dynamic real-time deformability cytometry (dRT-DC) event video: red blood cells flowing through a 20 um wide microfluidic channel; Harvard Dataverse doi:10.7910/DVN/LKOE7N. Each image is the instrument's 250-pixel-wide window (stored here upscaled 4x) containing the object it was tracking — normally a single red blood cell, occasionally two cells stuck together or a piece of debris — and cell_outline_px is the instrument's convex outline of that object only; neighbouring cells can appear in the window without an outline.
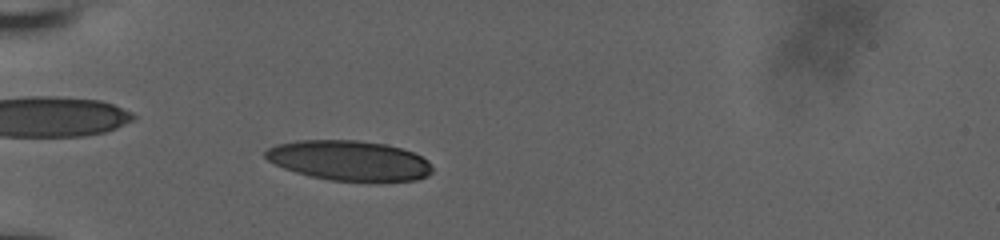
{"species": "human", "species_latin": "Homo sapiens", "temperature_condition": "room temperature", "stored_images_in_passage": 49, "camera_frame_rate_fps": 3000, "um_per_image_px": 0.085, "donor": {"sex": "male"}, "frame": {"image": 1, "passage_image": 12, "time_ms": 3.667, "image_size_px": [1000, 240], "cell_outline_px": [[432, 172], [428, 176], [416, 180], [332, 180], [312, 176], [296, 172], [284, 168], [268, 160], [264, 156], [264, 152], [268, 148], [276, 144], [296, 140], [356, 140], [384, 144], [400, 148], [412, 152], [428, 160], [432, 168]], "centroid_in_image_um": [29.66, 13.63], "position_along_channel_um": 55.3, "area_um2": 38.44}}
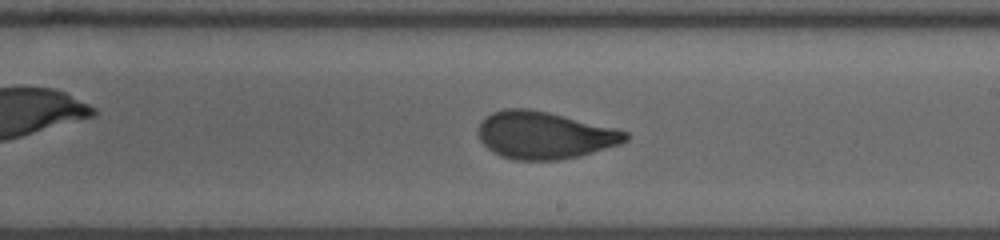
{"frame": {"image": 2, "passage_image": 28, "time_ms": 9.0, "image_size_px": [1000, 240], "cell_outline_px": [[628, 140], [620, 144], [580, 156], [560, 160], [512, 160], [500, 156], [492, 152], [480, 140], [480, 120], [484, 116], [492, 112], [504, 108], [528, 108], [548, 112], [616, 128], [628, 132]], "centroid_in_image_um": [46.27, 11.49], "position_along_channel_um": 242.7, "area_um2": 40.75}}
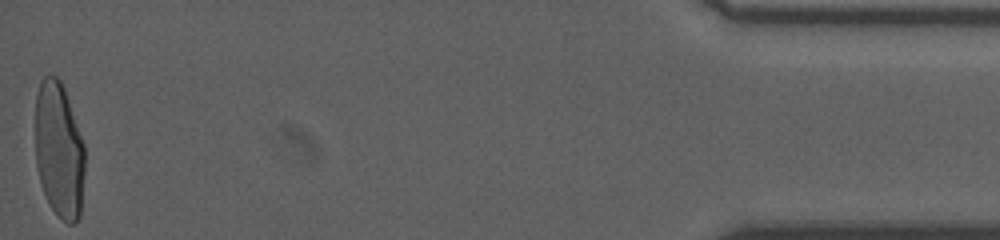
{"frame": {"image": 3, "passage_image": 49, "time_ms": 16.0, "image_size_px": [1000, 240], "cell_outline_px": [[84, 172], [80, 216], [72, 224], [68, 224], [52, 208], [40, 184], [36, 164], [36, 96], [40, 80], [44, 76], [56, 76], [60, 80], [64, 88], [84, 144]], "centroid_in_image_um": [5.01, 12.75], "position_along_channel_um": 430.2, "area_um2": 38.96}, "authors_computed_cell_mechanics": {"area_um2": 39.882, "velocity_mm_per_s": 3.8822, "shape_relaxation_time_tau1_ms": 6.9775, "shape_relaxation_time_tau2_ms": 0.8602, "deformation_change_tau1": 0.2355, "deformation_change_tau2": 0.0694}}